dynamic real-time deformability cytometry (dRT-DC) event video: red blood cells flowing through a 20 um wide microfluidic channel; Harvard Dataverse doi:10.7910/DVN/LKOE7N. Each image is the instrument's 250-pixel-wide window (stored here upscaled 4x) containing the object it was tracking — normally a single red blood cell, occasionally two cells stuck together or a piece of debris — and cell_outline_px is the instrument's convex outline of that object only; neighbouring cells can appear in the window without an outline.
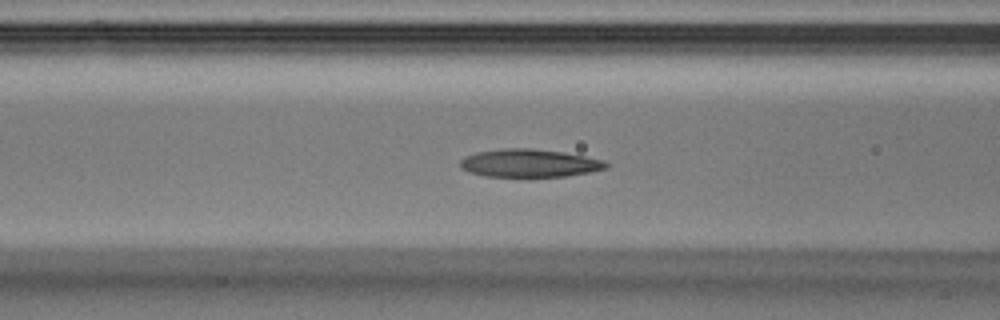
{"species": "Egyptian fruit bat (a non-hibernating species)", "species_latin": "Rousettus aegyptiacus", "temperature_condition": "warm", "stored_images_in_passage": 27, "camera_frame_rate_fps": 3000, "um_per_image_px": 0.085, "animal": {"sex": "male"}, "frame": {"image": 1, "passage_image": 4, "time_ms": 1.0, "image_size_px": [1000, 320], "cell_outline_px": [[608, 168], [588, 172], [564, 176], [484, 176], [468, 172], [460, 168], [460, 160], [464, 156], [476, 152], [504, 148], [532, 148], [564, 152], [604, 160], [608, 164]], "centroid_in_image_um": [44.96, 13.86], "position_along_channel_um": 121.6, "area_um2": 23.76}}
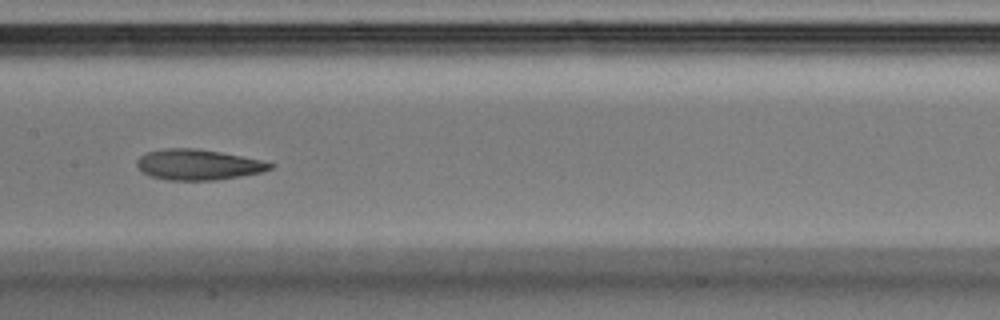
{"frame": {"image": 2, "passage_image": 8, "time_ms": 2.333, "image_size_px": [1000, 320], "cell_outline_px": [[276, 164], [272, 168], [260, 172], [240, 176], [212, 180], [168, 180], [152, 176], [144, 172], [136, 164], [136, 160], [140, 156], [148, 152], [164, 148], [196, 148], [220, 152], [260, 160]], "centroid_in_image_um": [16.83, 13.99], "position_along_channel_um": 190.6, "area_um2": 23.41}}
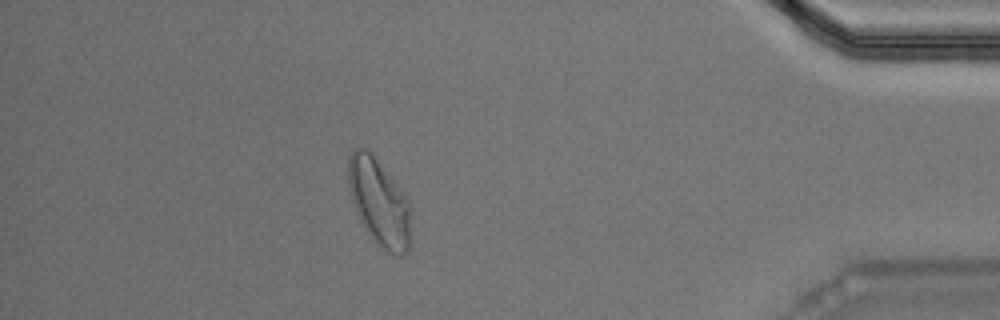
{"frame": {"image": 3, "passage_image": 23, "time_ms": 7.333, "image_size_px": [1000, 320], "cell_outline_px": [[412, 208], [408, 252], [400, 256], [384, 248], [372, 236], [360, 220], [356, 212], [352, 200], [348, 184], [348, 156], [352, 148], [368, 148], [372, 152], [404, 192]], "centroid_in_image_um": [32.24, 17.11], "position_along_channel_um": 403.0, "area_um2": 31.79}}